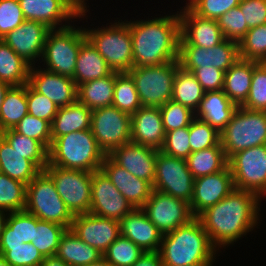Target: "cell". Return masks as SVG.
<instances>
[{"instance_id":"cell-1","label":"cell","mask_w":266,"mask_h":266,"mask_svg":"<svg viewBox=\"0 0 266 266\" xmlns=\"http://www.w3.org/2000/svg\"><path fill=\"white\" fill-rule=\"evenodd\" d=\"M262 199L253 192L235 188L197 218L211 243L220 251L238 243L260 226ZM235 242V243H234Z\"/></svg>"},{"instance_id":"cell-2","label":"cell","mask_w":266,"mask_h":266,"mask_svg":"<svg viewBox=\"0 0 266 266\" xmlns=\"http://www.w3.org/2000/svg\"><path fill=\"white\" fill-rule=\"evenodd\" d=\"M175 13V14H174ZM146 19H125L133 47V67L154 66L179 59V12Z\"/></svg>"},{"instance_id":"cell-3","label":"cell","mask_w":266,"mask_h":266,"mask_svg":"<svg viewBox=\"0 0 266 266\" xmlns=\"http://www.w3.org/2000/svg\"><path fill=\"white\" fill-rule=\"evenodd\" d=\"M159 253L163 265L168 266H191L220 256L197 217L164 234Z\"/></svg>"},{"instance_id":"cell-4","label":"cell","mask_w":266,"mask_h":266,"mask_svg":"<svg viewBox=\"0 0 266 266\" xmlns=\"http://www.w3.org/2000/svg\"><path fill=\"white\" fill-rule=\"evenodd\" d=\"M105 156L91 129H87L54 139L48 150V164L94 172L101 169Z\"/></svg>"},{"instance_id":"cell-5","label":"cell","mask_w":266,"mask_h":266,"mask_svg":"<svg viewBox=\"0 0 266 266\" xmlns=\"http://www.w3.org/2000/svg\"><path fill=\"white\" fill-rule=\"evenodd\" d=\"M106 27L90 28L85 25L86 38L105 59L113 72L128 73L133 68V47L128 23L112 20ZM109 24V25H108ZM88 27V28H87Z\"/></svg>"},{"instance_id":"cell-6","label":"cell","mask_w":266,"mask_h":266,"mask_svg":"<svg viewBox=\"0 0 266 266\" xmlns=\"http://www.w3.org/2000/svg\"><path fill=\"white\" fill-rule=\"evenodd\" d=\"M86 39L82 25L78 27L77 25L74 26L73 23L65 28L50 30L45 40L39 63L40 67L53 73L74 78L78 53L81 44Z\"/></svg>"},{"instance_id":"cell-7","label":"cell","mask_w":266,"mask_h":266,"mask_svg":"<svg viewBox=\"0 0 266 266\" xmlns=\"http://www.w3.org/2000/svg\"><path fill=\"white\" fill-rule=\"evenodd\" d=\"M220 144L227 159L241 150L265 145L266 111L238 106L220 132Z\"/></svg>"},{"instance_id":"cell-8","label":"cell","mask_w":266,"mask_h":266,"mask_svg":"<svg viewBox=\"0 0 266 266\" xmlns=\"http://www.w3.org/2000/svg\"><path fill=\"white\" fill-rule=\"evenodd\" d=\"M25 211L39 220L49 221L67 229L74 215L58 194L52 178L43 170L27 185Z\"/></svg>"},{"instance_id":"cell-9","label":"cell","mask_w":266,"mask_h":266,"mask_svg":"<svg viewBox=\"0 0 266 266\" xmlns=\"http://www.w3.org/2000/svg\"><path fill=\"white\" fill-rule=\"evenodd\" d=\"M179 60L161 65L133 67L128 73L134 80L142 106L161 107L172 100Z\"/></svg>"},{"instance_id":"cell-10","label":"cell","mask_w":266,"mask_h":266,"mask_svg":"<svg viewBox=\"0 0 266 266\" xmlns=\"http://www.w3.org/2000/svg\"><path fill=\"white\" fill-rule=\"evenodd\" d=\"M44 171L52 178L58 194L74 216L90 212L92 172L51 164Z\"/></svg>"},{"instance_id":"cell-11","label":"cell","mask_w":266,"mask_h":266,"mask_svg":"<svg viewBox=\"0 0 266 266\" xmlns=\"http://www.w3.org/2000/svg\"><path fill=\"white\" fill-rule=\"evenodd\" d=\"M228 165L235 188L266 198V144L235 153Z\"/></svg>"},{"instance_id":"cell-12","label":"cell","mask_w":266,"mask_h":266,"mask_svg":"<svg viewBox=\"0 0 266 266\" xmlns=\"http://www.w3.org/2000/svg\"><path fill=\"white\" fill-rule=\"evenodd\" d=\"M91 131L100 149L109 155L131 142V115L110 105L92 110Z\"/></svg>"},{"instance_id":"cell-13","label":"cell","mask_w":266,"mask_h":266,"mask_svg":"<svg viewBox=\"0 0 266 266\" xmlns=\"http://www.w3.org/2000/svg\"><path fill=\"white\" fill-rule=\"evenodd\" d=\"M194 178L184 158L164 154L160 150L156 155L153 190L171 195L191 203Z\"/></svg>"},{"instance_id":"cell-14","label":"cell","mask_w":266,"mask_h":266,"mask_svg":"<svg viewBox=\"0 0 266 266\" xmlns=\"http://www.w3.org/2000/svg\"><path fill=\"white\" fill-rule=\"evenodd\" d=\"M141 209L163 235L194 218L189 203L156 190Z\"/></svg>"},{"instance_id":"cell-15","label":"cell","mask_w":266,"mask_h":266,"mask_svg":"<svg viewBox=\"0 0 266 266\" xmlns=\"http://www.w3.org/2000/svg\"><path fill=\"white\" fill-rule=\"evenodd\" d=\"M239 59V44L228 39L212 48L179 46L180 66L189 72L211 66L226 72Z\"/></svg>"},{"instance_id":"cell-16","label":"cell","mask_w":266,"mask_h":266,"mask_svg":"<svg viewBox=\"0 0 266 266\" xmlns=\"http://www.w3.org/2000/svg\"><path fill=\"white\" fill-rule=\"evenodd\" d=\"M133 209L134 207L116 189L101 169L92 172L89 213L120 221Z\"/></svg>"},{"instance_id":"cell-17","label":"cell","mask_w":266,"mask_h":266,"mask_svg":"<svg viewBox=\"0 0 266 266\" xmlns=\"http://www.w3.org/2000/svg\"><path fill=\"white\" fill-rule=\"evenodd\" d=\"M18 1L25 20L41 22L51 30L68 27L75 21L77 22L78 19H80L79 21L84 20L88 17L87 12H90L89 8L87 11L79 15L65 0Z\"/></svg>"},{"instance_id":"cell-18","label":"cell","mask_w":266,"mask_h":266,"mask_svg":"<svg viewBox=\"0 0 266 266\" xmlns=\"http://www.w3.org/2000/svg\"><path fill=\"white\" fill-rule=\"evenodd\" d=\"M50 30L41 22L25 20L18 28L10 31L1 40L31 67L38 66Z\"/></svg>"},{"instance_id":"cell-19","label":"cell","mask_w":266,"mask_h":266,"mask_svg":"<svg viewBox=\"0 0 266 266\" xmlns=\"http://www.w3.org/2000/svg\"><path fill=\"white\" fill-rule=\"evenodd\" d=\"M71 229L83 242L102 254L120 236L119 221L92 213L75 215Z\"/></svg>"},{"instance_id":"cell-20","label":"cell","mask_w":266,"mask_h":266,"mask_svg":"<svg viewBox=\"0 0 266 266\" xmlns=\"http://www.w3.org/2000/svg\"><path fill=\"white\" fill-rule=\"evenodd\" d=\"M234 189L229 165L217 173L196 178L190 203L193 216L197 217L207 208L214 206Z\"/></svg>"},{"instance_id":"cell-21","label":"cell","mask_w":266,"mask_h":266,"mask_svg":"<svg viewBox=\"0 0 266 266\" xmlns=\"http://www.w3.org/2000/svg\"><path fill=\"white\" fill-rule=\"evenodd\" d=\"M180 8L179 46L212 48L224 40L217 20L199 17L186 5Z\"/></svg>"},{"instance_id":"cell-22","label":"cell","mask_w":266,"mask_h":266,"mask_svg":"<svg viewBox=\"0 0 266 266\" xmlns=\"http://www.w3.org/2000/svg\"><path fill=\"white\" fill-rule=\"evenodd\" d=\"M28 83L59 108L78 100L77 85L73 78L47 71L39 65L30 68Z\"/></svg>"},{"instance_id":"cell-23","label":"cell","mask_w":266,"mask_h":266,"mask_svg":"<svg viewBox=\"0 0 266 266\" xmlns=\"http://www.w3.org/2000/svg\"><path fill=\"white\" fill-rule=\"evenodd\" d=\"M158 150L133 142L114 149L108 156L119 166L152 186L155 177V162Z\"/></svg>"},{"instance_id":"cell-24","label":"cell","mask_w":266,"mask_h":266,"mask_svg":"<svg viewBox=\"0 0 266 266\" xmlns=\"http://www.w3.org/2000/svg\"><path fill=\"white\" fill-rule=\"evenodd\" d=\"M101 170L134 208H141L149 199L153 186L117 165L108 155L104 158Z\"/></svg>"},{"instance_id":"cell-25","label":"cell","mask_w":266,"mask_h":266,"mask_svg":"<svg viewBox=\"0 0 266 266\" xmlns=\"http://www.w3.org/2000/svg\"><path fill=\"white\" fill-rule=\"evenodd\" d=\"M165 134L160 107L142 106L131 115V142L159 151Z\"/></svg>"},{"instance_id":"cell-26","label":"cell","mask_w":266,"mask_h":266,"mask_svg":"<svg viewBox=\"0 0 266 266\" xmlns=\"http://www.w3.org/2000/svg\"><path fill=\"white\" fill-rule=\"evenodd\" d=\"M120 235L130 239L144 252L159 251L163 234L141 208H134L119 221Z\"/></svg>"},{"instance_id":"cell-27","label":"cell","mask_w":266,"mask_h":266,"mask_svg":"<svg viewBox=\"0 0 266 266\" xmlns=\"http://www.w3.org/2000/svg\"><path fill=\"white\" fill-rule=\"evenodd\" d=\"M227 95L220 91L205 92L195 117L209 123L219 133L226 127L237 109Z\"/></svg>"},{"instance_id":"cell-28","label":"cell","mask_w":266,"mask_h":266,"mask_svg":"<svg viewBox=\"0 0 266 266\" xmlns=\"http://www.w3.org/2000/svg\"><path fill=\"white\" fill-rule=\"evenodd\" d=\"M260 62L240 58L224 73L223 92L237 106L247 99L254 68Z\"/></svg>"},{"instance_id":"cell-29","label":"cell","mask_w":266,"mask_h":266,"mask_svg":"<svg viewBox=\"0 0 266 266\" xmlns=\"http://www.w3.org/2000/svg\"><path fill=\"white\" fill-rule=\"evenodd\" d=\"M91 113L92 110L78 100L59 108L51 123L52 141L72 132L91 129Z\"/></svg>"},{"instance_id":"cell-30","label":"cell","mask_w":266,"mask_h":266,"mask_svg":"<svg viewBox=\"0 0 266 266\" xmlns=\"http://www.w3.org/2000/svg\"><path fill=\"white\" fill-rule=\"evenodd\" d=\"M112 72L105 59L98 53L92 43L86 39L81 44L75 65L73 80L76 85L104 78Z\"/></svg>"},{"instance_id":"cell-31","label":"cell","mask_w":266,"mask_h":266,"mask_svg":"<svg viewBox=\"0 0 266 266\" xmlns=\"http://www.w3.org/2000/svg\"><path fill=\"white\" fill-rule=\"evenodd\" d=\"M55 255L70 266H85L103 256L97 249L83 242L71 228L66 229L61 236Z\"/></svg>"},{"instance_id":"cell-32","label":"cell","mask_w":266,"mask_h":266,"mask_svg":"<svg viewBox=\"0 0 266 266\" xmlns=\"http://www.w3.org/2000/svg\"><path fill=\"white\" fill-rule=\"evenodd\" d=\"M41 170L0 135V173L28 185Z\"/></svg>"},{"instance_id":"cell-33","label":"cell","mask_w":266,"mask_h":266,"mask_svg":"<svg viewBox=\"0 0 266 266\" xmlns=\"http://www.w3.org/2000/svg\"><path fill=\"white\" fill-rule=\"evenodd\" d=\"M36 216L28 212H11L0 236V246H16L35 239Z\"/></svg>"},{"instance_id":"cell-34","label":"cell","mask_w":266,"mask_h":266,"mask_svg":"<svg viewBox=\"0 0 266 266\" xmlns=\"http://www.w3.org/2000/svg\"><path fill=\"white\" fill-rule=\"evenodd\" d=\"M115 86V72L100 79H94L77 86L78 101L90 110L112 105Z\"/></svg>"},{"instance_id":"cell-35","label":"cell","mask_w":266,"mask_h":266,"mask_svg":"<svg viewBox=\"0 0 266 266\" xmlns=\"http://www.w3.org/2000/svg\"><path fill=\"white\" fill-rule=\"evenodd\" d=\"M27 114L26 84L11 86L0 109V132L14 129Z\"/></svg>"},{"instance_id":"cell-36","label":"cell","mask_w":266,"mask_h":266,"mask_svg":"<svg viewBox=\"0 0 266 266\" xmlns=\"http://www.w3.org/2000/svg\"><path fill=\"white\" fill-rule=\"evenodd\" d=\"M31 66L0 39V81L10 86H22L29 82Z\"/></svg>"},{"instance_id":"cell-37","label":"cell","mask_w":266,"mask_h":266,"mask_svg":"<svg viewBox=\"0 0 266 266\" xmlns=\"http://www.w3.org/2000/svg\"><path fill=\"white\" fill-rule=\"evenodd\" d=\"M201 84L192 72L184 70L181 66L177 69L174 79L172 100L196 112L204 96Z\"/></svg>"},{"instance_id":"cell-38","label":"cell","mask_w":266,"mask_h":266,"mask_svg":"<svg viewBox=\"0 0 266 266\" xmlns=\"http://www.w3.org/2000/svg\"><path fill=\"white\" fill-rule=\"evenodd\" d=\"M186 161L194 179L217 173L228 165V159L221 146L192 152Z\"/></svg>"},{"instance_id":"cell-39","label":"cell","mask_w":266,"mask_h":266,"mask_svg":"<svg viewBox=\"0 0 266 266\" xmlns=\"http://www.w3.org/2000/svg\"><path fill=\"white\" fill-rule=\"evenodd\" d=\"M0 135L25 159L31 160L41 171L48 165V150L37 140L8 129Z\"/></svg>"},{"instance_id":"cell-40","label":"cell","mask_w":266,"mask_h":266,"mask_svg":"<svg viewBox=\"0 0 266 266\" xmlns=\"http://www.w3.org/2000/svg\"><path fill=\"white\" fill-rule=\"evenodd\" d=\"M112 105L130 115L142 107L133 78L129 73L115 72Z\"/></svg>"},{"instance_id":"cell-41","label":"cell","mask_w":266,"mask_h":266,"mask_svg":"<svg viewBox=\"0 0 266 266\" xmlns=\"http://www.w3.org/2000/svg\"><path fill=\"white\" fill-rule=\"evenodd\" d=\"M27 185L0 173V209L9 213L24 211Z\"/></svg>"},{"instance_id":"cell-42","label":"cell","mask_w":266,"mask_h":266,"mask_svg":"<svg viewBox=\"0 0 266 266\" xmlns=\"http://www.w3.org/2000/svg\"><path fill=\"white\" fill-rule=\"evenodd\" d=\"M66 227L49 221L39 220L36 217V234L32 244L39 250L43 257L54 256L57 252L59 241Z\"/></svg>"},{"instance_id":"cell-43","label":"cell","mask_w":266,"mask_h":266,"mask_svg":"<svg viewBox=\"0 0 266 266\" xmlns=\"http://www.w3.org/2000/svg\"><path fill=\"white\" fill-rule=\"evenodd\" d=\"M238 44L240 58L266 62V24L250 28Z\"/></svg>"},{"instance_id":"cell-44","label":"cell","mask_w":266,"mask_h":266,"mask_svg":"<svg viewBox=\"0 0 266 266\" xmlns=\"http://www.w3.org/2000/svg\"><path fill=\"white\" fill-rule=\"evenodd\" d=\"M143 254L140 247L120 235L110 244L103 257L113 266H132Z\"/></svg>"},{"instance_id":"cell-45","label":"cell","mask_w":266,"mask_h":266,"mask_svg":"<svg viewBox=\"0 0 266 266\" xmlns=\"http://www.w3.org/2000/svg\"><path fill=\"white\" fill-rule=\"evenodd\" d=\"M191 153L214 146H221L220 133L209 123L194 118L189 125Z\"/></svg>"},{"instance_id":"cell-46","label":"cell","mask_w":266,"mask_h":266,"mask_svg":"<svg viewBox=\"0 0 266 266\" xmlns=\"http://www.w3.org/2000/svg\"><path fill=\"white\" fill-rule=\"evenodd\" d=\"M0 255L12 266H41L44 260L32 242L16 246H0Z\"/></svg>"},{"instance_id":"cell-47","label":"cell","mask_w":266,"mask_h":266,"mask_svg":"<svg viewBox=\"0 0 266 266\" xmlns=\"http://www.w3.org/2000/svg\"><path fill=\"white\" fill-rule=\"evenodd\" d=\"M14 130L22 135L39 141L47 150H49L52 143L51 123L49 121L27 114L16 125Z\"/></svg>"},{"instance_id":"cell-48","label":"cell","mask_w":266,"mask_h":266,"mask_svg":"<svg viewBox=\"0 0 266 266\" xmlns=\"http://www.w3.org/2000/svg\"><path fill=\"white\" fill-rule=\"evenodd\" d=\"M250 110L266 111V63L253 70L252 84L246 101L241 105Z\"/></svg>"},{"instance_id":"cell-49","label":"cell","mask_w":266,"mask_h":266,"mask_svg":"<svg viewBox=\"0 0 266 266\" xmlns=\"http://www.w3.org/2000/svg\"><path fill=\"white\" fill-rule=\"evenodd\" d=\"M165 132L182 127H189L195 118V112L173 100L160 107Z\"/></svg>"},{"instance_id":"cell-50","label":"cell","mask_w":266,"mask_h":266,"mask_svg":"<svg viewBox=\"0 0 266 266\" xmlns=\"http://www.w3.org/2000/svg\"><path fill=\"white\" fill-rule=\"evenodd\" d=\"M188 1V2H187ZM185 5L202 18L218 20L224 13L238 7L241 0H187Z\"/></svg>"},{"instance_id":"cell-51","label":"cell","mask_w":266,"mask_h":266,"mask_svg":"<svg viewBox=\"0 0 266 266\" xmlns=\"http://www.w3.org/2000/svg\"><path fill=\"white\" fill-rule=\"evenodd\" d=\"M218 25L224 36L228 39L239 43L249 30L248 24L245 21L244 15L240 7L232 8L230 11L224 13L218 20Z\"/></svg>"},{"instance_id":"cell-52","label":"cell","mask_w":266,"mask_h":266,"mask_svg":"<svg viewBox=\"0 0 266 266\" xmlns=\"http://www.w3.org/2000/svg\"><path fill=\"white\" fill-rule=\"evenodd\" d=\"M28 114L52 123L59 107L43 94L37 92L29 83L26 84Z\"/></svg>"},{"instance_id":"cell-53","label":"cell","mask_w":266,"mask_h":266,"mask_svg":"<svg viewBox=\"0 0 266 266\" xmlns=\"http://www.w3.org/2000/svg\"><path fill=\"white\" fill-rule=\"evenodd\" d=\"M189 127L174 129L165 134L161 152L169 156L186 159L191 154Z\"/></svg>"},{"instance_id":"cell-54","label":"cell","mask_w":266,"mask_h":266,"mask_svg":"<svg viewBox=\"0 0 266 266\" xmlns=\"http://www.w3.org/2000/svg\"><path fill=\"white\" fill-rule=\"evenodd\" d=\"M25 21L18 0H0V39Z\"/></svg>"},{"instance_id":"cell-55","label":"cell","mask_w":266,"mask_h":266,"mask_svg":"<svg viewBox=\"0 0 266 266\" xmlns=\"http://www.w3.org/2000/svg\"><path fill=\"white\" fill-rule=\"evenodd\" d=\"M239 7L249 29L266 24V0H241Z\"/></svg>"},{"instance_id":"cell-56","label":"cell","mask_w":266,"mask_h":266,"mask_svg":"<svg viewBox=\"0 0 266 266\" xmlns=\"http://www.w3.org/2000/svg\"><path fill=\"white\" fill-rule=\"evenodd\" d=\"M204 92L220 91L224 86V71L215 67L196 68L192 72Z\"/></svg>"},{"instance_id":"cell-57","label":"cell","mask_w":266,"mask_h":266,"mask_svg":"<svg viewBox=\"0 0 266 266\" xmlns=\"http://www.w3.org/2000/svg\"><path fill=\"white\" fill-rule=\"evenodd\" d=\"M132 266H163L159 251L144 252Z\"/></svg>"},{"instance_id":"cell-58","label":"cell","mask_w":266,"mask_h":266,"mask_svg":"<svg viewBox=\"0 0 266 266\" xmlns=\"http://www.w3.org/2000/svg\"><path fill=\"white\" fill-rule=\"evenodd\" d=\"M41 266H70L62 259H59L56 255L44 257Z\"/></svg>"},{"instance_id":"cell-59","label":"cell","mask_w":266,"mask_h":266,"mask_svg":"<svg viewBox=\"0 0 266 266\" xmlns=\"http://www.w3.org/2000/svg\"><path fill=\"white\" fill-rule=\"evenodd\" d=\"M79 15L87 11L89 5L83 0H65Z\"/></svg>"},{"instance_id":"cell-60","label":"cell","mask_w":266,"mask_h":266,"mask_svg":"<svg viewBox=\"0 0 266 266\" xmlns=\"http://www.w3.org/2000/svg\"><path fill=\"white\" fill-rule=\"evenodd\" d=\"M8 215H9V212H7L3 209H0V236L2 235V232H3L4 227L6 225Z\"/></svg>"},{"instance_id":"cell-61","label":"cell","mask_w":266,"mask_h":266,"mask_svg":"<svg viewBox=\"0 0 266 266\" xmlns=\"http://www.w3.org/2000/svg\"><path fill=\"white\" fill-rule=\"evenodd\" d=\"M11 86L7 83H4L2 81H0V109L5 97L6 92L9 90Z\"/></svg>"},{"instance_id":"cell-62","label":"cell","mask_w":266,"mask_h":266,"mask_svg":"<svg viewBox=\"0 0 266 266\" xmlns=\"http://www.w3.org/2000/svg\"><path fill=\"white\" fill-rule=\"evenodd\" d=\"M85 266H113L111 263H109L103 256L95 262H92L90 264H87Z\"/></svg>"},{"instance_id":"cell-63","label":"cell","mask_w":266,"mask_h":266,"mask_svg":"<svg viewBox=\"0 0 266 266\" xmlns=\"http://www.w3.org/2000/svg\"><path fill=\"white\" fill-rule=\"evenodd\" d=\"M215 263V260H210L208 262H203L200 264H195V265H191V266H214L213 264ZM163 266H168V265H163Z\"/></svg>"},{"instance_id":"cell-64","label":"cell","mask_w":266,"mask_h":266,"mask_svg":"<svg viewBox=\"0 0 266 266\" xmlns=\"http://www.w3.org/2000/svg\"><path fill=\"white\" fill-rule=\"evenodd\" d=\"M0 266H12L3 256L0 255Z\"/></svg>"}]
</instances>
